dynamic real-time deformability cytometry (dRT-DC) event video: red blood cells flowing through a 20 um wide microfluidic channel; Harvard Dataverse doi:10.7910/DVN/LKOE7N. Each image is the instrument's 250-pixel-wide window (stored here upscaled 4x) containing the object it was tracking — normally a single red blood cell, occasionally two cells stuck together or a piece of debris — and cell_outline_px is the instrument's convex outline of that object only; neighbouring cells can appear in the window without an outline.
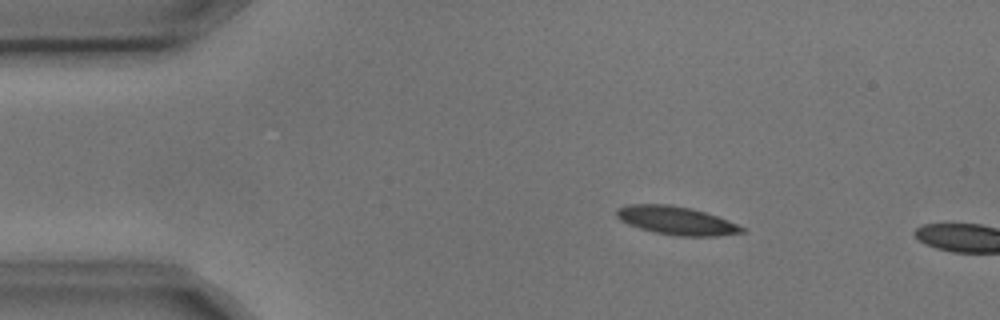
{"species": "common noctule bat (a hibernating species)", "species_latin": "Nyctalus noctula", "temperature_condition": "cold", "stored_images_in_passage": 2, "camera_frame_rate_fps": 3000, "um_per_image_px": 0.085, "animal": {"sex": "male", "body_mass_g": 17.9, "forearm_length_mm": 54.2}, "frame": {"image": 1, "passage_image": 1, "time_ms": 0.0, "image_size_px": [1000, 320], "cell_outline_px": [[744, 232], [716, 236], [680, 236], [656, 232], [640, 228], [628, 224], [620, 220], [616, 216], [616, 208], [628, 204], [668, 204], [692, 208], [728, 220], [744, 228]], "centroid_in_image_um": [57.45, 18.73], "position_along_channel_um": 27.6, "area_um2": 20.52}}